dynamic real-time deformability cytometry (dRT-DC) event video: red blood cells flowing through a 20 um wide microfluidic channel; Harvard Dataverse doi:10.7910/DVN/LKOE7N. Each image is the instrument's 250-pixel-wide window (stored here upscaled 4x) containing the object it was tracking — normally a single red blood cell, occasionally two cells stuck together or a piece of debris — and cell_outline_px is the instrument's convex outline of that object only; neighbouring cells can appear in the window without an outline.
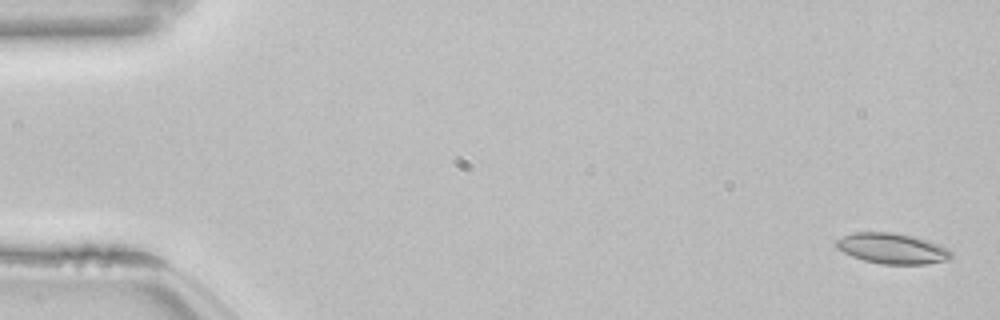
{"species": "common noctule bat (a hibernating species)", "species_latin": "Nyctalus noctula", "temperature_condition": "room temperature", "stored_images_in_passage": 54, "camera_frame_rate_fps": 3000, "um_per_image_px": 0.085, "animal": {"sex": "female", "body_mass_g": 22.7, "forearm_length_mm": 54.2}, "frame": {"image": 1, "passage_image": 2, "time_ms": 0.333, "image_size_px": [1000, 320], "cell_outline_px": [[952, 256], [948, 260], [928, 264], [880, 264], [864, 260], [852, 256], [836, 248], [836, 240], [844, 236], [856, 232], [892, 232], [912, 236], [940, 244], [948, 248], [952, 252]], "centroid_in_image_um": [75.87, 21.13], "position_along_channel_um": 9.1, "area_um2": 20.46}}
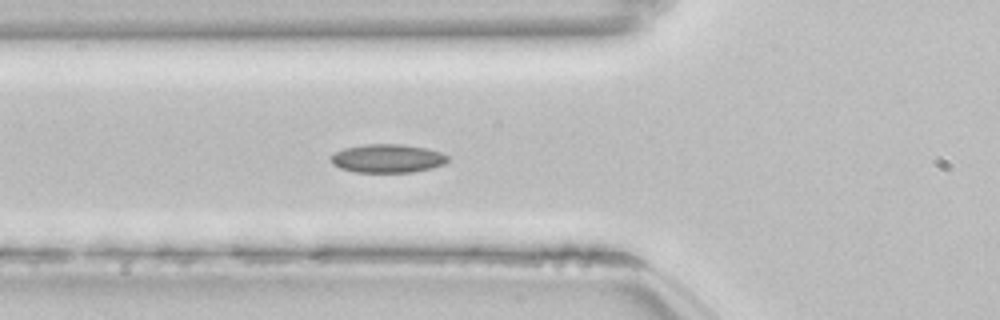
{"frame": {"image": 2, "passage_image": 20, "time_ms": 6.333, "image_size_px": [1000, 320], "cell_outline_px": [[448, 160], [444, 164], [432, 168], [412, 172], [356, 172], [340, 168], [332, 164], [328, 160], [328, 156], [344, 148], [364, 144], [400, 144], [424, 148], [440, 152], [448, 156]], "centroid_in_image_um": [32.88, 13.47], "position_along_channel_um": 92.9, "area_um2": 19.48}}
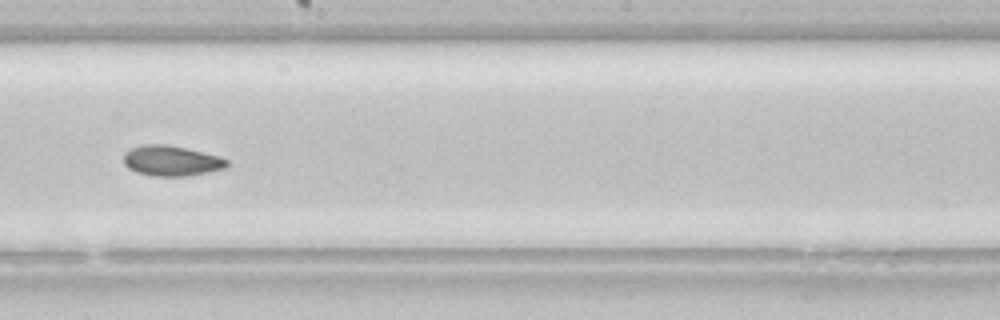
{"frame": {"image": 3, "passage_image": 31, "time_ms": 10.0, "image_size_px": [1000, 320], "cell_outline_px": [[228, 168], [208, 172], [184, 176], [156, 176], [136, 172], [128, 168], [124, 164], [124, 152], [132, 148], [144, 144], [168, 144], [220, 156], [228, 160]], "centroid_in_image_um": [14.58, 13.66], "position_along_channel_um": 233.6, "area_um2": 18.32}, "authors_computed_cell_mechanics": {"area_um2": 19.3919, "velocity_mm_per_s": 3.8236, "shape_relaxation_time_tau1_ms": null, "shape_relaxation_time_tau2_ms": 3.1443, "deformation_change_tau1": null, "deformation_change_tau2": 0.0697}}